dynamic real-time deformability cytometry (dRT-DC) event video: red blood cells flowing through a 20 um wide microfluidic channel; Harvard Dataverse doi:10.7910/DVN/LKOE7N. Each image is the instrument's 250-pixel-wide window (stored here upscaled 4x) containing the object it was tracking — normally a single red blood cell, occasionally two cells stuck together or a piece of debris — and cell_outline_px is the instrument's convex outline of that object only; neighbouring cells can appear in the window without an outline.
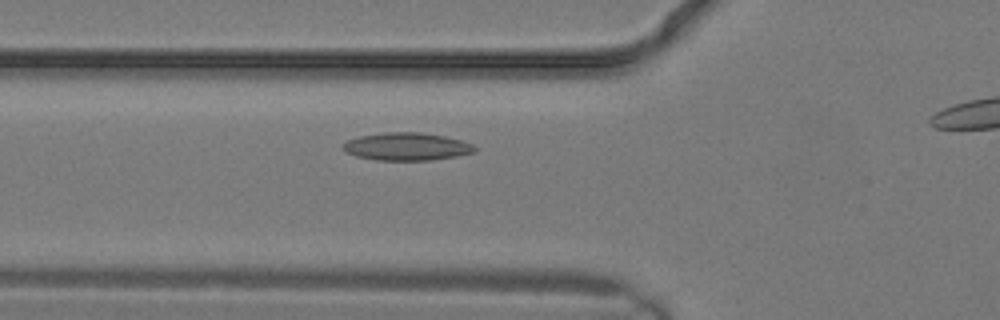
{"species": "common noctule bat (a hibernating species)", "species_latin": "Nyctalus noctula", "temperature_condition": "warm", "stored_images_in_passage": 17, "camera_frame_rate_fps": 3000, "um_per_image_px": 0.085, "animal": {"sex": "male", "body_mass_g": 19.2, "forearm_length_mm": 51.8}, "frame": {"image": 1, "passage_image": 7, "time_ms": 2.0, "image_size_px": [1000, 320], "cell_outline_px": [[476, 148], [472, 152], [456, 156], [432, 160], [376, 160], [356, 156], [340, 148], [340, 144], [348, 140], [360, 136], [384, 132], [420, 132], [444, 136], [460, 140], [472, 144]], "centroid_in_image_um": [34.51, 12.45], "position_along_channel_um": 91.3, "area_um2": 21.21}}
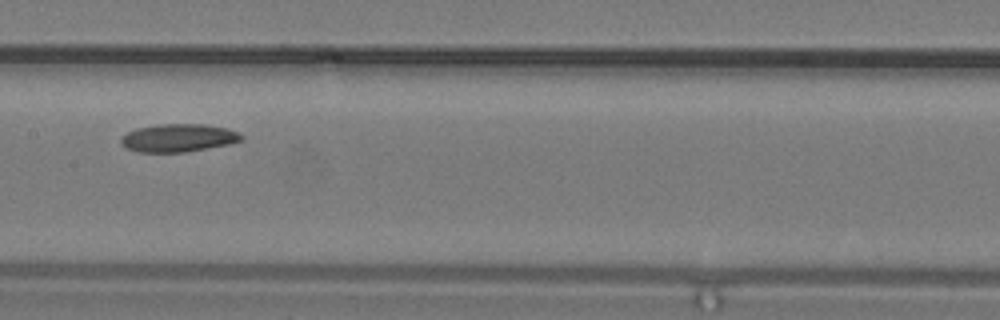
{"frame": {"image": 2, "passage_image": 11, "time_ms": 3.333, "image_size_px": [1000, 320], "cell_outline_px": [[244, 140], [228, 144], [184, 152], [136, 152], [124, 148], [120, 144], [120, 140], [128, 132], [136, 128], [160, 124], [204, 124], [228, 128], [244, 136]], "centroid_in_image_um": [15.14, 11.72], "position_along_channel_um": 192.3, "area_um2": 19.65}}
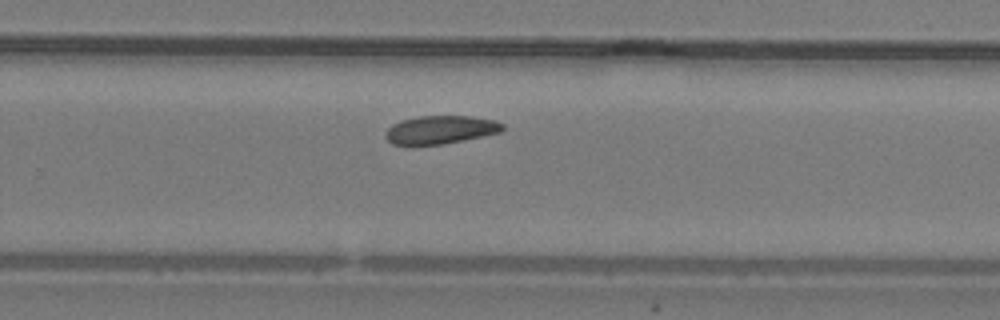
{"frame": {"image": 3, "passage_image": 15, "time_ms": 4.667, "image_size_px": [1000, 320], "cell_outline_px": [[504, 128], [500, 132], [440, 144], [392, 144], [384, 136], [384, 132], [392, 124], [400, 120], [420, 116], [472, 116], [496, 120], [504, 124]], "centroid_in_image_um": [37.42, 11.0], "position_along_channel_um": 292.4, "area_um2": 19.02}}